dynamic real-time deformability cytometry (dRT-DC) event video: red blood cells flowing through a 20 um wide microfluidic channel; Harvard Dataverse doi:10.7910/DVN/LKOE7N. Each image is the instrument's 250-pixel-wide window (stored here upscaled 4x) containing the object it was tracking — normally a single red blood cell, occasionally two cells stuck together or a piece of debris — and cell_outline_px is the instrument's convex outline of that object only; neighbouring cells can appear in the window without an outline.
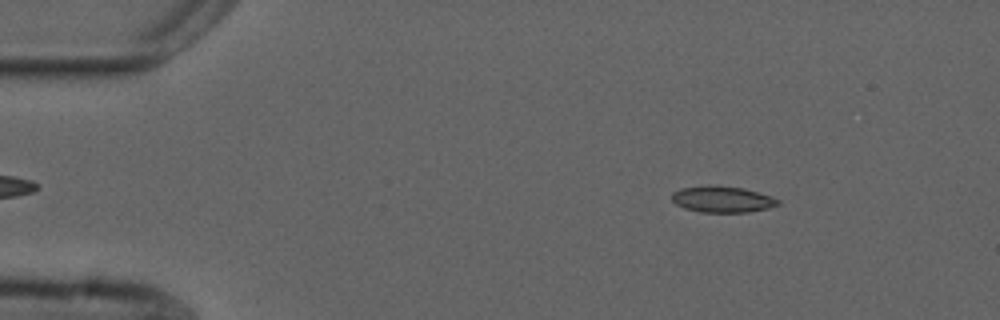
{"species": "common noctule bat (a hibernating species)", "species_latin": "Nyctalus noctula", "temperature_condition": "cold", "stored_images_in_passage": 53, "camera_frame_rate_fps": 3000, "um_per_image_px": 0.085, "animal": {"sex": "male", "forearm_length_mm": 52.5}, "frame": {"image": 1, "passage_image": 6, "time_ms": 1.667, "image_size_px": [1000, 320], "cell_outline_px": [[780, 204], [768, 208], [748, 212], [700, 212], [684, 208], [676, 204], [672, 200], [672, 192], [680, 188], [708, 184], [744, 188], [772, 196], [780, 200]], "centroid_in_image_um": [61.39, 16.92], "position_along_channel_um": 23.6, "area_um2": 16.47}}
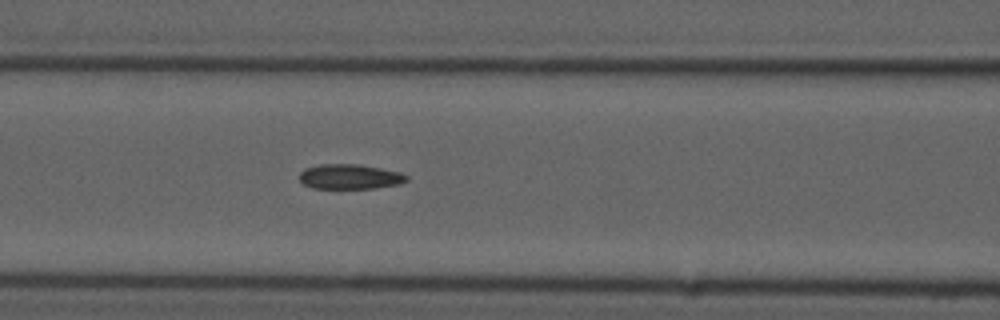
{"frame": {"image": 2, "passage_image": 21, "time_ms": 6.667, "image_size_px": [1000, 320], "cell_outline_px": [[408, 180], [400, 184], [376, 188], [312, 188], [304, 184], [300, 180], [300, 172], [304, 168], [320, 164], [360, 164], [400, 172], [408, 176]], "centroid_in_image_um": [29.74, 15.01], "position_along_channel_um": 136.9, "area_um2": 15.61}}
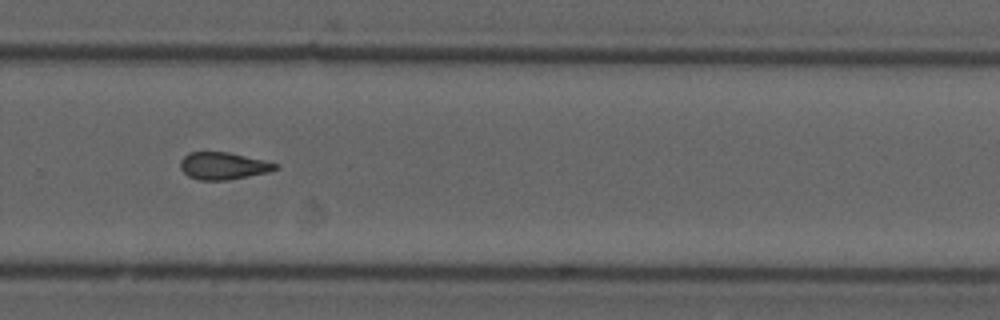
{"frame": {"image": 3, "passage_image": 35, "time_ms": 11.333, "image_size_px": [1000, 320], "cell_outline_px": [[280, 168], [268, 172], [228, 180], [200, 180], [188, 176], [180, 168], [180, 160], [188, 152], [228, 152], [264, 160], [280, 164]], "centroid_in_image_um": [18.99, 14.09], "position_along_channel_um": 310.8, "area_um2": 15.14}}